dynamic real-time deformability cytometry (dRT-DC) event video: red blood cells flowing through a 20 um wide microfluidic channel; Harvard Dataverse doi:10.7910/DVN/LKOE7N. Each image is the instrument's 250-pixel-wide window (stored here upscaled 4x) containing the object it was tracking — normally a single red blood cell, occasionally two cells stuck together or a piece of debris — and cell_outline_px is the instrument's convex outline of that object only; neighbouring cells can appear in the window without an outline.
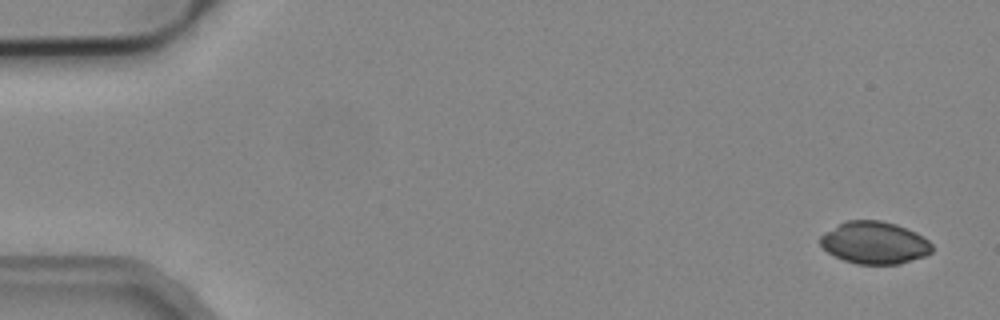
{"species": "common noctule bat (a hibernating species)", "species_latin": "Nyctalus noctula", "temperature_condition": "cold", "stored_images_in_passage": 6, "camera_frame_rate_fps": 3000, "um_per_image_px": 0.085, "animal": {"sex": "male", "body_mass_g": 19.2, "forearm_length_mm": 51.8}, "frame": {"image": 1, "passage_image": 1, "time_ms": 0.0, "image_size_px": [1000, 320], "cell_outline_px": [[932, 252], [924, 256], [900, 264], [856, 264], [844, 260], [828, 252], [820, 244], [820, 236], [824, 232], [848, 220], [880, 220], [896, 224], [916, 232], [928, 240], [932, 244]], "centroid_in_image_um": [74.34, 20.63], "position_along_channel_um": 10.7, "area_um2": 27.46}}
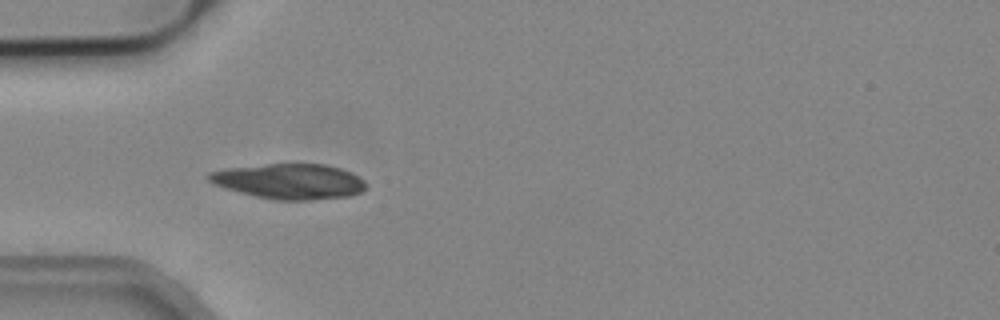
{"frame": {"image": 2, "passage_image": 5, "time_ms": 1.333, "image_size_px": [1000, 320], "cell_outline_px": [[364, 188], [360, 192], [348, 196], [308, 200], [272, 200], [240, 192], [212, 184], [208, 180], [208, 172], [224, 168], [268, 164], [324, 164], [340, 168], [352, 172], [364, 180]], "centroid_in_image_um": [24.57, 15.41], "position_along_channel_um": 60.4, "area_um2": 32.19}}